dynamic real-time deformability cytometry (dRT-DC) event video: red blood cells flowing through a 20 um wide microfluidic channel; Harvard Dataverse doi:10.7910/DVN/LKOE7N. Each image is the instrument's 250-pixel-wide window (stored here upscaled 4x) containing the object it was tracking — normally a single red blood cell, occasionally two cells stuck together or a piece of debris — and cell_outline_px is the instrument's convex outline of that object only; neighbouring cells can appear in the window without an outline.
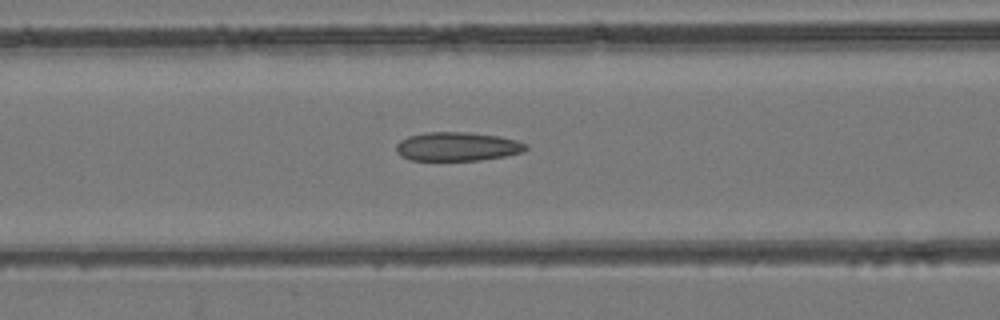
{"species": "common noctule bat (a hibernating species)", "species_latin": "Nyctalus noctula", "temperature_condition": "room temperature", "stored_images_in_passage": 46, "camera_frame_rate_fps": 3000, "um_per_image_px": 0.085, "animal": {"sex": "female", "body_mass_g": 24.6, "forearm_length_mm": 56.2}, "frame": {"image": 1, "passage_image": 17, "time_ms": 5.333, "image_size_px": [1000, 320], "cell_outline_px": [[528, 148], [520, 152], [504, 156], [480, 160], [408, 160], [400, 156], [396, 152], [396, 144], [400, 140], [408, 136], [428, 132], [468, 132], [496, 136], [516, 140], [528, 144]], "centroid_in_image_um": [38.82, 12.46], "position_along_channel_um": 127.8, "area_um2": 21.73}}
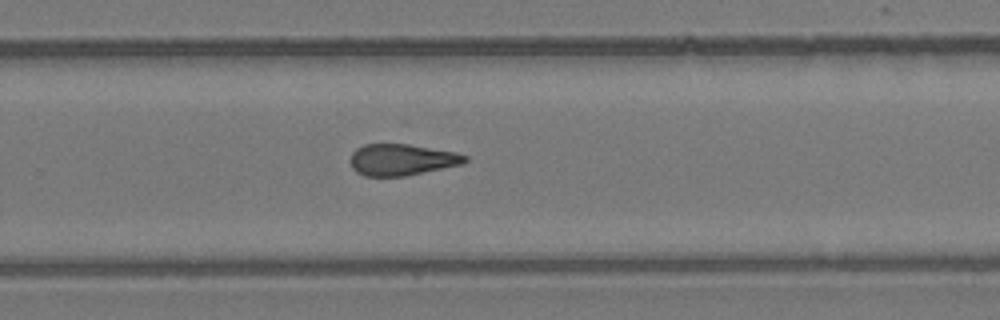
{"frame": {"image": 2, "passage_image": 29, "time_ms": 9.333, "image_size_px": [1000, 320], "cell_outline_px": [[468, 160], [464, 164], [404, 176], [364, 176], [356, 172], [352, 168], [352, 152], [356, 148], [364, 144], [408, 144], [456, 152], [468, 156]], "centroid_in_image_um": [34.17, 13.57], "position_along_channel_um": 295.6, "area_um2": 20.98}}
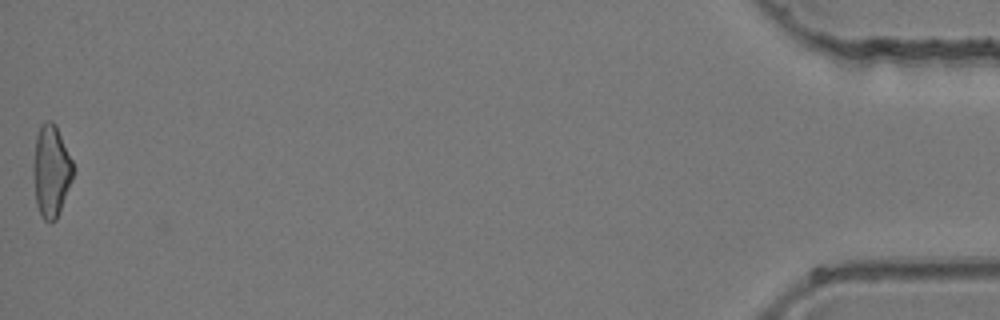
{"frame": {"image": 3, "passage_image": 46, "time_ms": 15.0, "image_size_px": [1000, 320], "cell_outline_px": [[72, 180], [60, 212], [56, 220], [52, 224], [48, 224], [40, 216], [36, 204], [32, 172], [32, 164], [36, 136], [40, 124], [44, 120], [52, 120], [56, 124], [72, 160]], "centroid_in_image_um": [4.32, 14.55], "position_along_channel_um": 430.9, "area_um2": 21.85}}